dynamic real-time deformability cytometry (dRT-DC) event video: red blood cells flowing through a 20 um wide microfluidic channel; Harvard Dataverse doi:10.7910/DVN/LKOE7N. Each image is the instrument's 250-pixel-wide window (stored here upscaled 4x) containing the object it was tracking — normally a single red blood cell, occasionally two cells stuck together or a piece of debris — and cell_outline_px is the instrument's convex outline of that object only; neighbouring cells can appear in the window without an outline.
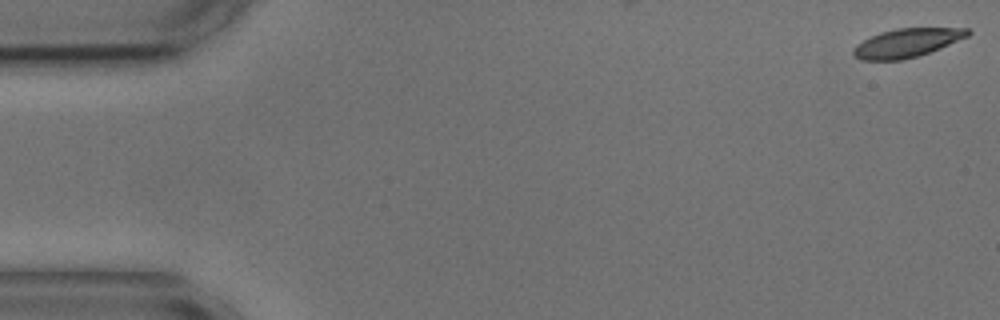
{"species": "common noctule bat (a hibernating species)", "species_latin": "Nyctalus noctula", "temperature_condition": "cold", "stored_images_in_passage": 7, "camera_frame_rate_fps": 3000, "um_per_image_px": 0.085, "animal": {"sex": "male", "body_mass_g": 17.9, "forearm_length_mm": 54.2}, "frame": {"image": 1, "passage_image": 1, "time_ms": 0.0, "image_size_px": [1000, 320], "cell_outline_px": [[972, 32], [968, 36], [940, 48], [916, 56], [900, 60], [860, 60], [852, 56], [852, 48], [856, 44], [880, 32], [896, 28], [968, 28]], "centroid_in_image_um": [77.04, 3.64], "position_along_channel_um": 8.0, "area_um2": 19.07}}